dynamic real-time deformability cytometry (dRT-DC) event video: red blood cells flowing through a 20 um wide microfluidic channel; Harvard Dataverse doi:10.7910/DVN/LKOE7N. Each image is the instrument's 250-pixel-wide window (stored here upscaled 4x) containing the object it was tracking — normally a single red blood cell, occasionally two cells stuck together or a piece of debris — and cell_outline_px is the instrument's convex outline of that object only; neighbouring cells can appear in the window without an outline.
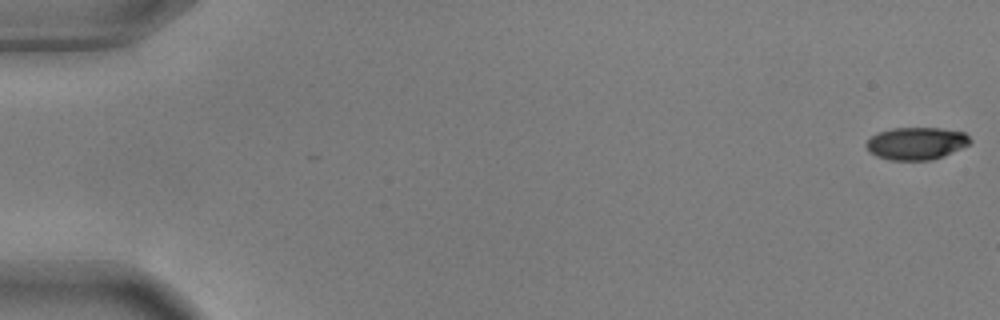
{"species": "common noctule bat (a hibernating species)", "species_latin": "Nyctalus noctula", "temperature_condition": "warm", "stored_images_in_passage": 3, "camera_frame_rate_fps": 3000, "um_per_image_px": 0.085, "animal": {"sex": "male", "body_mass_g": 17.9, "forearm_length_mm": 54.2}, "frame": {"image": 1, "passage_image": 1, "time_ms": 0.0, "image_size_px": [1000, 320], "cell_outline_px": [[972, 140], [968, 144], [944, 156], [932, 160], [888, 160], [876, 156], [868, 152], [864, 144], [872, 136], [880, 132], [892, 128], [940, 128], [964, 132]], "centroid_in_image_um": [77.85, 12.2], "position_along_channel_um": 7.1, "area_um2": 19.65}}